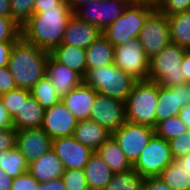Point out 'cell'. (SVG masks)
Segmentation results:
<instances>
[{
  "label": "cell",
  "instance_id": "cell-1",
  "mask_svg": "<svg viewBox=\"0 0 190 190\" xmlns=\"http://www.w3.org/2000/svg\"><path fill=\"white\" fill-rule=\"evenodd\" d=\"M74 15L68 0H62L54 8L33 13L21 26V37L37 47L51 52L62 42L68 21Z\"/></svg>",
  "mask_w": 190,
  "mask_h": 190
},
{
  "label": "cell",
  "instance_id": "cell-2",
  "mask_svg": "<svg viewBox=\"0 0 190 190\" xmlns=\"http://www.w3.org/2000/svg\"><path fill=\"white\" fill-rule=\"evenodd\" d=\"M50 52L20 37L11 50L8 69L18 88L30 90L46 75Z\"/></svg>",
  "mask_w": 190,
  "mask_h": 190
},
{
  "label": "cell",
  "instance_id": "cell-3",
  "mask_svg": "<svg viewBox=\"0 0 190 190\" xmlns=\"http://www.w3.org/2000/svg\"><path fill=\"white\" fill-rule=\"evenodd\" d=\"M83 82L98 94L125 102L137 80L115 64H110L89 69Z\"/></svg>",
  "mask_w": 190,
  "mask_h": 190
},
{
  "label": "cell",
  "instance_id": "cell-4",
  "mask_svg": "<svg viewBox=\"0 0 190 190\" xmlns=\"http://www.w3.org/2000/svg\"><path fill=\"white\" fill-rule=\"evenodd\" d=\"M157 102L158 83L137 81L125 101L126 120L155 128Z\"/></svg>",
  "mask_w": 190,
  "mask_h": 190
},
{
  "label": "cell",
  "instance_id": "cell-5",
  "mask_svg": "<svg viewBox=\"0 0 190 190\" xmlns=\"http://www.w3.org/2000/svg\"><path fill=\"white\" fill-rule=\"evenodd\" d=\"M187 49L170 43L160 53L150 58L148 80L160 86L173 87L185 83L181 69L183 56Z\"/></svg>",
  "mask_w": 190,
  "mask_h": 190
},
{
  "label": "cell",
  "instance_id": "cell-6",
  "mask_svg": "<svg viewBox=\"0 0 190 190\" xmlns=\"http://www.w3.org/2000/svg\"><path fill=\"white\" fill-rule=\"evenodd\" d=\"M155 8L156 5L129 3L124 13L102 30V35L114 47L138 39L144 21Z\"/></svg>",
  "mask_w": 190,
  "mask_h": 190
},
{
  "label": "cell",
  "instance_id": "cell-7",
  "mask_svg": "<svg viewBox=\"0 0 190 190\" xmlns=\"http://www.w3.org/2000/svg\"><path fill=\"white\" fill-rule=\"evenodd\" d=\"M138 40L149 58L160 53L171 43L167 16L155 8L144 21Z\"/></svg>",
  "mask_w": 190,
  "mask_h": 190
},
{
  "label": "cell",
  "instance_id": "cell-8",
  "mask_svg": "<svg viewBox=\"0 0 190 190\" xmlns=\"http://www.w3.org/2000/svg\"><path fill=\"white\" fill-rule=\"evenodd\" d=\"M174 161L169 142L154 135L146 145L133 169L142 177H158Z\"/></svg>",
  "mask_w": 190,
  "mask_h": 190
},
{
  "label": "cell",
  "instance_id": "cell-9",
  "mask_svg": "<svg viewBox=\"0 0 190 190\" xmlns=\"http://www.w3.org/2000/svg\"><path fill=\"white\" fill-rule=\"evenodd\" d=\"M154 135V128L128 121L111 133L132 166Z\"/></svg>",
  "mask_w": 190,
  "mask_h": 190
},
{
  "label": "cell",
  "instance_id": "cell-10",
  "mask_svg": "<svg viewBox=\"0 0 190 190\" xmlns=\"http://www.w3.org/2000/svg\"><path fill=\"white\" fill-rule=\"evenodd\" d=\"M149 62L138 39L114 47V64L137 81L148 80Z\"/></svg>",
  "mask_w": 190,
  "mask_h": 190
},
{
  "label": "cell",
  "instance_id": "cell-11",
  "mask_svg": "<svg viewBox=\"0 0 190 190\" xmlns=\"http://www.w3.org/2000/svg\"><path fill=\"white\" fill-rule=\"evenodd\" d=\"M128 4L126 0H96L77 8L74 15L103 30L124 13Z\"/></svg>",
  "mask_w": 190,
  "mask_h": 190
},
{
  "label": "cell",
  "instance_id": "cell-12",
  "mask_svg": "<svg viewBox=\"0 0 190 190\" xmlns=\"http://www.w3.org/2000/svg\"><path fill=\"white\" fill-rule=\"evenodd\" d=\"M89 119L112 133L127 121L125 102L97 93Z\"/></svg>",
  "mask_w": 190,
  "mask_h": 190
},
{
  "label": "cell",
  "instance_id": "cell-13",
  "mask_svg": "<svg viewBox=\"0 0 190 190\" xmlns=\"http://www.w3.org/2000/svg\"><path fill=\"white\" fill-rule=\"evenodd\" d=\"M52 149L63 163L65 170L84 169L94 153L89 147L76 140L73 135L52 139Z\"/></svg>",
  "mask_w": 190,
  "mask_h": 190
},
{
  "label": "cell",
  "instance_id": "cell-14",
  "mask_svg": "<svg viewBox=\"0 0 190 190\" xmlns=\"http://www.w3.org/2000/svg\"><path fill=\"white\" fill-rule=\"evenodd\" d=\"M78 120L62 101L45 109L42 129L51 139L71 136L74 134Z\"/></svg>",
  "mask_w": 190,
  "mask_h": 190
},
{
  "label": "cell",
  "instance_id": "cell-15",
  "mask_svg": "<svg viewBox=\"0 0 190 190\" xmlns=\"http://www.w3.org/2000/svg\"><path fill=\"white\" fill-rule=\"evenodd\" d=\"M15 146L30 164L52 148V139L42 128L16 130Z\"/></svg>",
  "mask_w": 190,
  "mask_h": 190
},
{
  "label": "cell",
  "instance_id": "cell-16",
  "mask_svg": "<svg viewBox=\"0 0 190 190\" xmlns=\"http://www.w3.org/2000/svg\"><path fill=\"white\" fill-rule=\"evenodd\" d=\"M186 83L165 87L158 84V102L156 108V124L179 114L181 108L188 104Z\"/></svg>",
  "mask_w": 190,
  "mask_h": 190
},
{
  "label": "cell",
  "instance_id": "cell-17",
  "mask_svg": "<svg viewBox=\"0 0 190 190\" xmlns=\"http://www.w3.org/2000/svg\"><path fill=\"white\" fill-rule=\"evenodd\" d=\"M96 95L97 91L95 89L82 82L63 96L61 101L74 117L80 121L89 119Z\"/></svg>",
  "mask_w": 190,
  "mask_h": 190
},
{
  "label": "cell",
  "instance_id": "cell-18",
  "mask_svg": "<svg viewBox=\"0 0 190 190\" xmlns=\"http://www.w3.org/2000/svg\"><path fill=\"white\" fill-rule=\"evenodd\" d=\"M46 75L60 98L83 82V78L76 71L60 64L51 55L46 63Z\"/></svg>",
  "mask_w": 190,
  "mask_h": 190
},
{
  "label": "cell",
  "instance_id": "cell-19",
  "mask_svg": "<svg viewBox=\"0 0 190 190\" xmlns=\"http://www.w3.org/2000/svg\"><path fill=\"white\" fill-rule=\"evenodd\" d=\"M102 35V30L92 24L78 19L75 15L68 21L61 44L88 48Z\"/></svg>",
  "mask_w": 190,
  "mask_h": 190
},
{
  "label": "cell",
  "instance_id": "cell-20",
  "mask_svg": "<svg viewBox=\"0 0 190 190\" xmlns=\"http://www.w3.org/2000/svg\"><path fill=\"white\" fill-rule=\"evenodd\" d=\"M45 109L30 95V91L22 89V106L17 115L12 119L15 130L27 128H41L44 120Z\"/></svg>",
  "mask_w": 190,
  "mask_h": 190
},
{
  "label": "cell",
  "instance_id": "cell-21",
  "mask_svg": "<svg viewBox=\"0 0 190 190\" xmlns=\"http://www.w3.org/2000/svg\"><path fill=\"white\" fill-rule=\"evenodd\" d=\"M28 172L38 182H47L61 178L65 169L63 163L51 148L47 153L28 165Z\"/></svg>",
  "mask_w": 190,
  "mask_h": 190
},
{
  "label": "cell",
  "instance_id": "cell-22",
  "mask_svg": "<svg viewBox=\"0 0 190 190\" xmlns=\"http://www.w3.org/2000/svg\"><path fill=\"white\" fill-rule=\"evenodd\" d=\"M74 138L96 152L111 137V132L90 119L80 120L75 128Z\"/></svg>",
  "mask_w": 190,
  "mask_h": 190
},
{
  "label": "cell",
  "instance_id": "cell-23",
  "mask_svg": "<svg viewBox=\"0 0 190 190\" xmlns=\"http://www.w3.org/2000/svg\"><path fill=\"white\" fill-rule=\"evenodd\" d=\"M50 55L60 64L76 71L82 78L85 77L87 66L84 48L60 44L50 52Z\"/></svg>",
  "mask_w": 190,
  "mask_h": 190
},
{
  "label": "cell",
  "instance_id": "cell-24",
  "mask_svg": "<svg viewBox=\"0 0 190 190\" xmlns=\"http://www.w3.org/2000/svg\"><path fill=\"white\" fill-rule=\"evenodd\" d=\"M84 172L89 190H104L114 174L97 152L90 156Z\"/></svg>",
  "mask_w": 190,
  "mask_h": 190
},
{
  "label": "cell",
  "instance_id": "cell-25",
  "mask_svg": "<svg viewBox=\"0 0 190 190\" xmlns=\"http://www.w3.org/2000/svg\"><path fill=\"white\" fill-rule=\"evenodd\" d=\"M85 52L87 71L114 64V46L103 35L90 44Z\"/></svg>",
  "mask_w": 190,
  "mask_h": 190
},
{
  "label": "cell",
  "instance_id": "cell-26",
  "mask_svg": "<svg viewBox=\"0 0 190 190\" xmlns=\"http://www.w3.org/2000/svg\"><path fill=\"white\" fill-rule=\"evenodd\" d=\"M96 152L101 156L103 161L110 167L114 174L126 172L133 168L117 142L112 137L105 141Z\"/></svg>",
  "mask_w": 190,
  "mask_h": 190
},
{
  "label": "cell",
  "instance_id": "cell-27",
  "mask_svg": "<svg viewBox=\"0 0 190 190\" xmlns=\"http://www.w3.org/2000/svg\"><path fill=\"white\" fill-rule=\"evenodd\" d=\"M171 43L190 50V11L167 16Z\"/></svg>",
  "mask_w": 190,
  "mask_h": 190
},
{
  "label": "cell",
  "instance_id": "cell-28",
  "mask_svg": "<svg viewBox=\"0 0 190 190\" xmlns=\"http://www.w3.org/2000/svg\"><path fill=\"white\" fill-rule=\"evenodd\" d=\"M28 165L25 156L16 146L0 152V168L11 178H16L27 172Z\"/></svg>",
  "mask_w": 190,
  "mask_h": 190
},
{
  "label": "cell",
  "instance_id": "cell-29",
  "mask_svg": "<svg viewBox=\"0 0 190 190\" xmlns=\"http://www.w3.org/2000/svg\"><path fill=\"white\" fill-rule=\"evenodd\" d=\"M173 190H187L190 187V173L176 161H172L158 176Z\"/></svg>",
  "mask_w": 190,
  "mask_h": 190
},
{
  "label": "cell",
  "instance_id": "cell-30",
  "mask_svg": "<svg viewBox=\"0 0 190 190\" xmlns=\"http://www.w3.org/2000/svg\"><path fill=\"white\" fill-rule=\"evenodd\" d=\"M144 179L132 168L126 172L113 174L104 190H142Z\"/></svg>",
  "mask_w": 190,
  "mask_h": 190
},
{
  "label": "cell",
  "instance_id": "cell-31",
  "mask_svg": "<svg viewBox=\"0 0 190 190\" xmlns=\"http://www.w3.org/2000/svg\"><path fill=\"white\" fill-rule=\"evenodd\" d=\"M30 95L34 97L44 109L50 108L61 101L60 96L54 91L53 84L45 75L30 90Z\"/></svg>",
  "mask_w": 190,
  "mask_h": 190
},
{
  "label": "cell",
  "instance_id": "cell-32",
  "mask_svg": "<svg viewBox=\"0 0 190 190\" xmlns=\"http://www.w3.org/2000/svg\"><path fill=\"white\" fill-rule=\"evenodd\" d=\"M154 129L157 137L163 138L167 141L184 134L189 130L178 115L159 121Z\"/></svg>",
  "mask_w": 190,
  "mask_h": 190
},
{
  "label": "cell",
  "instance_id": "cell-33",
  "mask_svg": "<svg viewBox=\"0 0 190 190\" xmlns=\"http://www.w3.org/2000/svg\"><path fill=\"white\" fill-rule=\"evenodd\" d=\"M35 0H10L11 18L21 27L33 14Z\"/></svg>",
  "mask_w": 190,
  "mask_h": 190
},
{
  "label": "cell",
  "instance_id": "cell-34",
  "mask_svg": "<svg viewBox=\"0 0 190 190\" xmlns=\"http://www.w3.org/2000/svg\"><path fill=\"white\" fill-rule=\"evenodd\" d=\"M62 180L66 190H89L84 169L65 170Z\"/></svg>",
  "mask_w": 190,
  "mask_h": 190
},
{
  "label": "cell",
  "instance_id": "cell-35",
  "mask_svg": "<svg viewBox=\"0 0 190 190\" xmlns=\"http://www.w3.org/2000/svg\"><path fill=\"white\" fill-rule=\"evenodd\" d=\"M21 37V27L10 17L0 16V42L17 41Z\"/></svg>",
  "mask_w": 190,
  "mask_h": 190
},
{
  "label": "cell",
  "instance_id": "cell-36",
  "mask_svg": "<svg viewBox=\"0 0 190 190\" xmlns=\"http://www.w3.org/2000/svg\"><path fill=\"white\" fill-rule=\"evenodd\" d=\"M1 100L8 114L13 119L22 106V88H15L7 93L0 95Z\"/></svg>",
  "mask_w": 190,
  "mask_h": 190
},
{
  "label": "cell",
  "instance_id": "cell-37",
  "mask_svg": "<svg viewBox=\"0 0 190 190\" xmlns=\"http://www.w3.org/2000/svg\"><path fill=\"white\" fill-rule=\"evenodd\" d=\"M156 8L166 16L190 11V0H159Z\"/></svg>",
  "mask_w": 190,
  "mask_h": 190
},
{
  "label": "cell",
  "instance_id": "cell-38",
  "mask_svg": "<svg viewBox=\"0 0 190 190\" xmlns=\"http://www.w3.org/2000/svg\"><path fill=\"white\" fill-rule=\"evenodd\" d=\"M172 157L177 160L190 152V130L168 141Z\"/></svg>",
  "mask_w": 190,
  "mask_h": 190
},
{
  "label": "cell",
  "instance_id": "cell-39",
  "mask_svg": "<svg viewBox=\"0 0 190 190\" xmlns=\"http://www.w3.org/2000/svg\"><path fill=\"white\" fill-rule=\"evenodd\" d=\"M39 182L27 171L13 178L10 190H37Z\"/></svg>",
  "mask_w": 190,
  "mask_h": 190
},
{
  "label": "cell",
  "instance_id": "cell-40",
  "mask_svg": "<svg viewBox=\"0 0 190 190\" xmlns=\"http://www.w3.org/2000/svg\"><path fill=\"white\" fill-rule=\"evenodd\" d=\"M15 88H17V85L8 67H0V95Z\"/></svg>",
  "mask_w": 190,
  "mask_h": 190
},
{
  "label": "cell",
  "instance_id": "cell-41",
  "mask_svg": "<svg viewBox=\"0 0 190 190\" xmlns=\"http://www.w3.org/2000/svg\"><path fill=\"white\" fill-rule=\"evenodd\" d=\"M16 130L15 128L0 129V152L15 147Z\"/></svg>",
  "mask_w": 190,
  "mask_h": 190
},
{
  "label": "cell",
  "instance_id": "cell-42",
  "mask_svg": "<svg viewBox=\"0 0 190 190\" xmlns=\"http://www.w3.org/2000/svg\"><path fill=\"white\" fill-rule=\"evenodd\" d=\"M142 190H173L159 177H147L144 179Z\"/></svg>",
  "mask_w": 190,
  "mask_h": 190
},
{
  "label": "cell",
  "instance_id": "cell-43",
  "mask_svg": "<svg viewBox=\"0 0 190 190\" xmlns=\"http://www.w3.org/2000/svg\"><path fill=\"white\" fill-rule=\"evenodd\" d=\"M16 41L0 42V67L8 66L11 50Z\"/></svg>",
  "mask_w": 190,
  "mask_h": 190
},
{
  "label": "cell",
  "instance_id": "cell-44",
  "mask_svg": "<svg viewBox=\"0 0 190 190\" xmlns=\"http://www.w3.org/2000/svg\"><path fill=\"white\" fill-rule=\"evenodd\" d=\"M37 190H66V188L61 177L47 182H39Z\"/></svg>",
  "mask_w": 190,
  "mask_h": 190
},
{
  "label": "cell",
  "instance_id": "cell-45",
  "mask_svg": "<svg viewBox=\"0 0 190 190\" xmlns=\"http://www.w3.org/2000/svg\"><path fill=\"white\" fill-rule=\"evenodd\" d=\"M13 128V120L7 112L3 101L0 98V129Z\"/></svg>",
  "mask_w": 190,
  "mask_h": 190
},
{
  "label": "cell",
  "instance_id": "cell-46",
  "mask_svg": "<svg viewBox=\"0 0 190 190\" xmlns=\"http://www.w3.org/2000/svg\"><path fill=\"white\" fill-rule=\"evenodd\" d=\"M62 0H35L33 13H40L44 9L54 8Z\"/></svg>",
  "mask_w": 190,
  "mask_h": 190
},
{
  "label": "cell",
  "instance_id": "cell-47",
  "mask_svg": "<svg viewBox=\"0 0 190 190\" xmlns=\"http://www.w3.org/2000/svg\"><path fill=\"white\" fill-rule=\"evenodd\" d=\"M181 69L185 77V83L190 82V50H186L183 56Z\"/></svg>",
  "mask_w": 190,
  "mask_h": 190
},
{
  "label": "cell",
  "instance_id": "cell-48",
  "mask_svg": "<svg viewBox=\"0 0 190 190\" xmlns=\"http://www.w3.org/2000/svg\"><path fill=\"white\" fill-rule=\"evenodd\" d=\"M13 178L9 177L4 170L0 168V190H10Z\"/></svg>",
  "mask_w": 190,
  "mask_h": 190
},
{
  "label": "cell",
  "instance_id": "cell-49",
  "mask_svg": "<svg viewBox=\"0 0 190 190\" xmlns=\"http://www.w3.org/2000/svg\"><path fill=\"white\" fill-rule=\"evenodd\" d=\"M178 116L190 130V104H186L183 108H181Z\"/></svg>",
  "mask_w": 190,
  "mask_h": 190
},
{
  "label": "cell",
  "instance_id": "cell-50",
  "mask_svg": "<svg viewBox=\"0 0 190 190\" xmlns=\"http://www.w3.org/2000/svg\"><path fill=\"white\" fill-rule=\"evenodd\" d=\"M0 16L11 18L10 0H0Z\"/></svg>",
  "mask_w": 190,
  "mask_h": 190
},
{
  "label": "cell",
  "instance_id": "cell-51",
  "mask_svg": "<svg viewBox=\"0 0 190 190\" xmlns=\"http://www.w3.org/2000/svg\"><path fill=\"white\" fill-rule=\"evenodd\" d=\"M187 172L190 173V152L176 160Z\"/></svg>",
  "mask_w": 190,
  "mask_h": 190
},
{
  "label": "cell",
  "instance_id": "cell-52",
  "mask_svg": "<svg viewBox=\"0 0 190 190\" xmlns=\"http://www.w3.org/2000/svg\"><path fill=\"white\" fill-rule=\"evenodd\" d=\"M92 1H96V0H68V4H69L70 8L73 11H75L77 8H79L83 4H86V3H89Z\"/></svg>",
  "mask_w": 190,
  "mask_h": 190
},
{
  "label": "cell",
  "instance_id": "cell-53",
  "mask_svg": "<svg viewBox=\"0 0 190 190\" xmlns=\"http://www.w3.org/2000/svg\"><path fill=\"white\" fill-rule=\"evenodd\" d=\"M128 3L133 4H145V5H156L154 0H126Z\"/></svg>",
  "mask_w": 190,
  "mask_h": 190
},
{
  "label": "cell",
  "instance_id": "cell-54",
  "mask_svg": "<svg viewBox=\"0 0 190 190\" xmlns=\"http://www.w3.org/2000/svg\"><path fill=\"white\" fill-rule=\"evenodd\" d=\"M186 89L188 91V104H190V82H186Z\"/></svg>",
  "mask_w": 190,
  "mask_h": 190
}]
</instances>
